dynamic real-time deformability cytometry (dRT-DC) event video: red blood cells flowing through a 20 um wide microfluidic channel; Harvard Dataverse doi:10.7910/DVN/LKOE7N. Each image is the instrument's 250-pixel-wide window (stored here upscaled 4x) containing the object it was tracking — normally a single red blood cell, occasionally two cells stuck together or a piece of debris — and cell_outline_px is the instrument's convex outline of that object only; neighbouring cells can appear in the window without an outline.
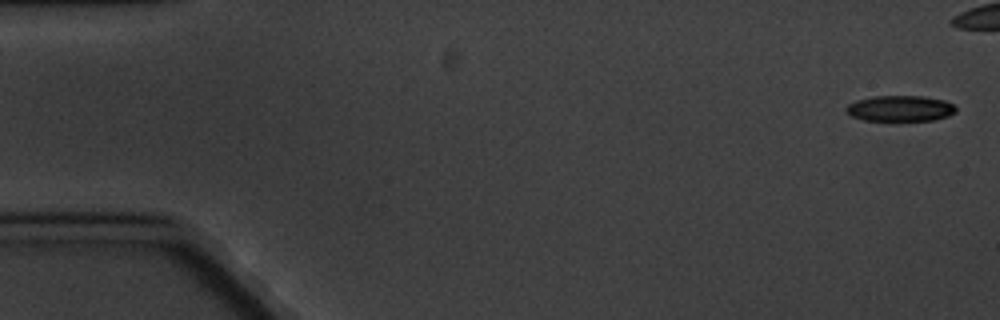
{"species": "common noctule bat (a hibernating species)", "species_latin": "Nyctalus noctula", "temperature_condition": "cold", "stored_images_in_passage": 10, "camera_frame_rate_fps": 3000, "um_per_image_px": 0.085, "animal": {"sex": "male", "body_mass_g": 20.1, "forearm_length_mm": 53.5}, "frame": {"image": 1, "passage_image": 1, "time_ms": 0.0, "image_size_px": [1000, 320], "cell_outline_px": [[956, 112], [948, 116], [932, 120], [864, 120], [852, 116], [844, 108], [848, 104], [856, 100], [872, 96], [924, 96], [944, 100], [952, 104], [956, 108]], "centroid_in_image_um": [76.51, 9.2], "position_along_channel_um": 8.5, "area_um2": 16.42}}
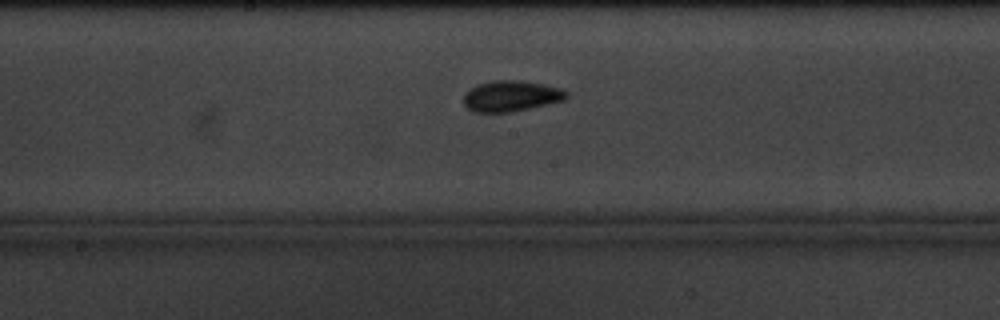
{"frame": {"image": 2, "passage_image": 10, "time_ms": 11.667, "image_size_px": [1000, 320], "cell_outline_px": [[568, 96], [564, 100], [512, 112], [472, 112], [464, 104], [464, 92], [468, 88], [476, 84], [492, 80], [524, 80], [544, 84], [560, 88], [568, 92]], "centroid_in_image_um": [43.41, 8.15], "position_along_channel_um": 204.8, "area_um2": 18.73}}